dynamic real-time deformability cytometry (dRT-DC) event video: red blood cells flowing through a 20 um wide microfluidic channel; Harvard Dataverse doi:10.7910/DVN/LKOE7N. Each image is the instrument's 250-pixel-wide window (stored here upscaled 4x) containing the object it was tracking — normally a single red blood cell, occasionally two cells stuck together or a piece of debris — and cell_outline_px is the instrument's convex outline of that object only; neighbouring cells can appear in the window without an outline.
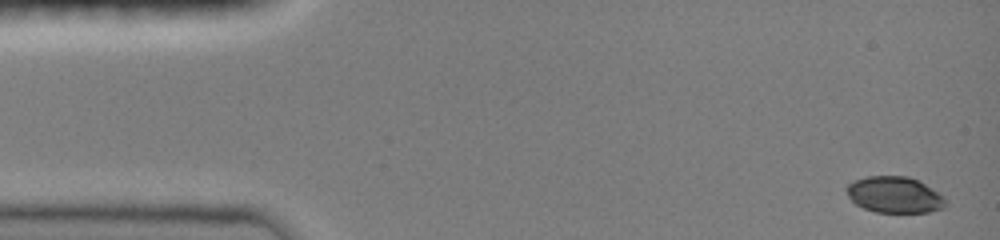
{"species": "common noctule bat (a hibernating species)", "species_latin": "Nyctalus noctula", "temperature_condition": "room temperature", "stored_images_in_passage": 5, "camera_frame_rate_fps": 3000, "um_per_image_px": 0.085, "animal": {"sex": "female", "body_mass_g": 19.0, "forearm_length_mm": 51.5}, "frame": {"image": 1, "passage_image": 1, "time_ms": 0.0, "image_size_px": [1000, 240], "cell_outline_px": [[944, 208], [928, 212], [876, 212], [864, 208], [856, 204], [848, 196], [844, 188], [848, 184], [856, 180], [868, 176], [908, 176], [924, 184], [944, 196]], "centroid_in_image_um": [76.0, 16.55], "position_along_channel_um": 9.0, "area_um2": 20.69}}
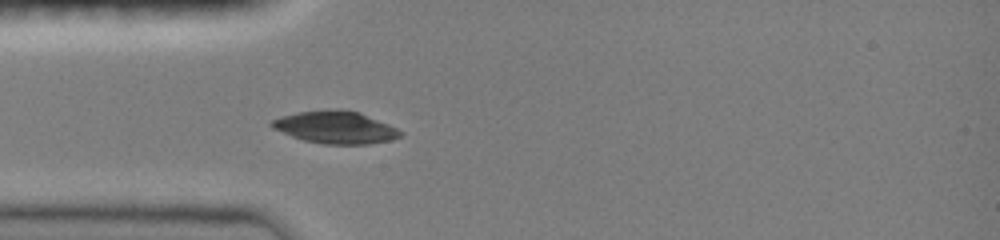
{"frame": {"image": 2, "passage_image": 5, "time_ms": 4.0, "image_size_px": [1000, 240], "cell_outline_px": [[404, 132], [400, 136], [392, 140], [368, 144], [324, 144], [304, 140], [292, 136], [272, 128], [268, 124], [272, 120], [280, 116], [296, 112], [336, 108], [340, 108], [360, 112], [388, 124]], "centroid_in_image_um": [28.5, 10.81], "position_along_channel_um": 56.5, "area_um2": 24.45}}